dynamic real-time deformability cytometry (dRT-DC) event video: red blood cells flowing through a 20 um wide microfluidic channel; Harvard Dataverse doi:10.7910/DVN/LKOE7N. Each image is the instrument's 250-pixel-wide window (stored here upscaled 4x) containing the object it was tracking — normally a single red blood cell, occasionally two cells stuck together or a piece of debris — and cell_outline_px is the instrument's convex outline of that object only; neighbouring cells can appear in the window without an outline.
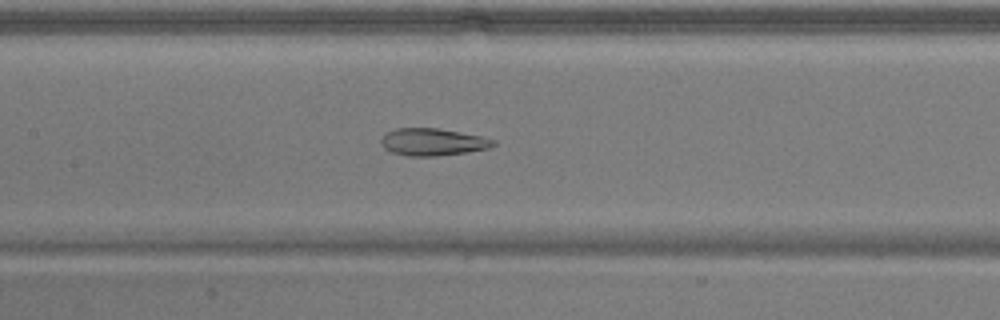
{"species": "common noctule bat (a hibernating species)", "species_latin": "Nyctalus noctula", "temperature_condition": "warm", "stored_images_in_passage": 53, "camera_frame_rate_fps": 3000, "um_per_image_px": 0.085, "animal": {"sex": "male", "body_mass_g": 17.9}, "frame": {"image": 1, "passage_image": 25, "time_ms": 8.0, "image_size_px": [1000, 320], "cell_outline_px": [[496, 144], [488, 148], [468, 152], [436, 156], [408, 156], [392, 152], [384, 148], [380, 140], [384, 132], [396, 128], [436, 128], [460, 132], [480, 136], [496, 140]], "centroid_in_image_um": [36.75, 12.06], "position_along_channel_um": 170.6, "area_um2": 17.86}}
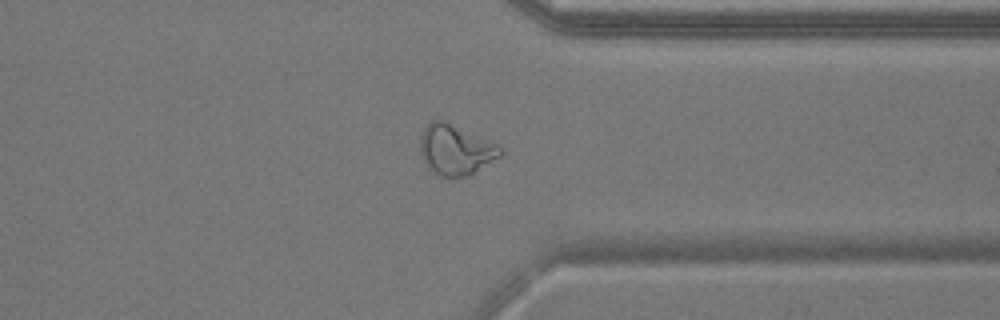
{"frame": {"image": 2, "passage_image": 41, "time_ms": 13.333, "image_size_px": [1000, 320], "cell_outline_px": [[504, 152], [500, 156], [468, 176], [440, 176], [428, 164], [420, 152], [420, 136], [428, 120], [444, 120], [500, 144], [504, 148]], "centroid_in_image_um": [38.77, 12.68], "position_along_channel_um": 372.6, "area_um2": 23.41}}
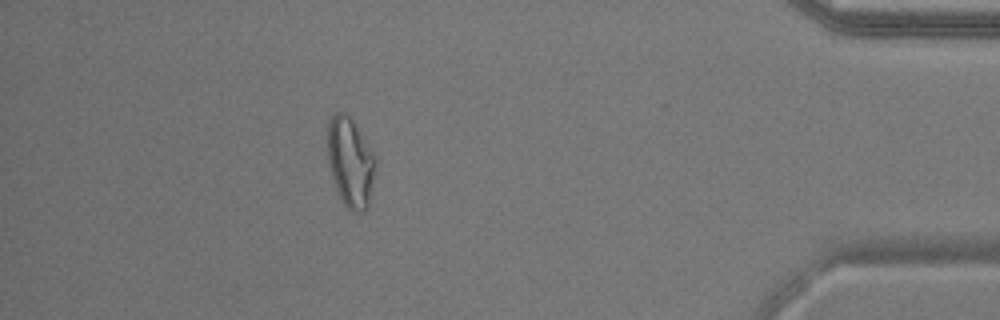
{"frame": {"image": 3, "passage_image": 47, "time_ms": 15.333, "image_size_px": [1000, 320], "cell_outline_px": [[376, 164], [368, 208], [360, 212], [352, 212], [344, 204], [332, 180], [328, 164], [328, 120], [336, 112], [348, 112], [376, 156]], "centroid_in_image_um": [29.78, 13.77], "position_along_channel_um": 405.4, "area_um2": 25.26}, "authors_computed_cell_mechanics": {"area_um2": 23.7558, "velocity_mm_per_s": 3.8389, "shape_relaxation_time_tau1_ms": null, "shape_relaxation_time_tau2_ms": 2.5952, "deformation_change_tau1": null, "deformation_change_tau2": 0.0595}}